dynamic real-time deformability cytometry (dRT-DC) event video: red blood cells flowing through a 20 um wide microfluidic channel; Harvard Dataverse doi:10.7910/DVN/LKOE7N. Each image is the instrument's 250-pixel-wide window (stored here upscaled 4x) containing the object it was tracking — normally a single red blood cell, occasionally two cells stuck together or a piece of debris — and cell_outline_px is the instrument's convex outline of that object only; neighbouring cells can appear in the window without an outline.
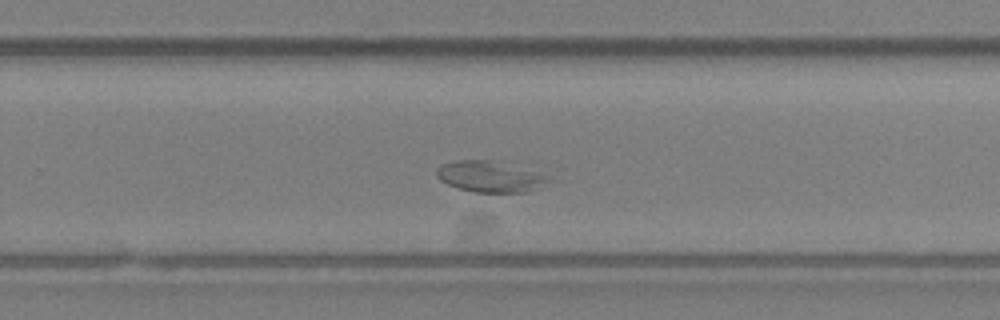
{"species": "Egyptian fruit bat (a non-hibernating species)", "species_latin": "Rousettus aegyptiacus", "temperature_condition": "room temperature", "stored_images_in_passage": 48, "camera_frame_rate_fps": 3000, "um_per_image_px": 0.085, "animal": {"sex": "female"}, "frame": {"image": 1, "passage_image": 30, "time_ms": 9.667, "image_size_px": [1000, 320], "cell_outline_px": [[548, 180], [540, 188], [528, 192], [472, 192], [456, 188], [440, 180], [436, 176], [436, 168], [444, 164], [456, 160], [500, 160], [548, 176]], "centroid_in_image_um": [41.63, 15.01], "position_along_channel_um": 288.2, "area_um2": 20.4}}
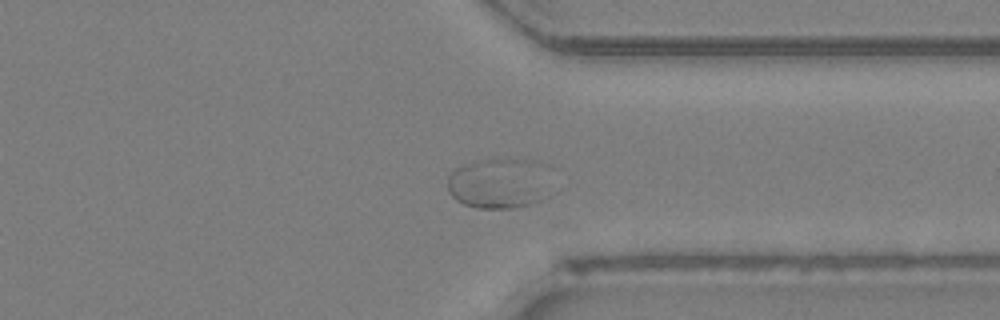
{"frame": {"image": 2, "passage_image": 36, "time_ms": 11.667, "image_size_px": [1000, 320], "cell_outline_px": [[540, 200], [532, 204], [512, 208], [476, 208], [464, 204], [456, 200], [448, 192], [448, 176], [456, 168], [464, 164], [476, 160], [504, 156], [532, 160], [540, 164]], "centroid_in_image_um": [42.19, 15.55], "position_along_channel_um": 369.2, "area_um2": 29.54}}
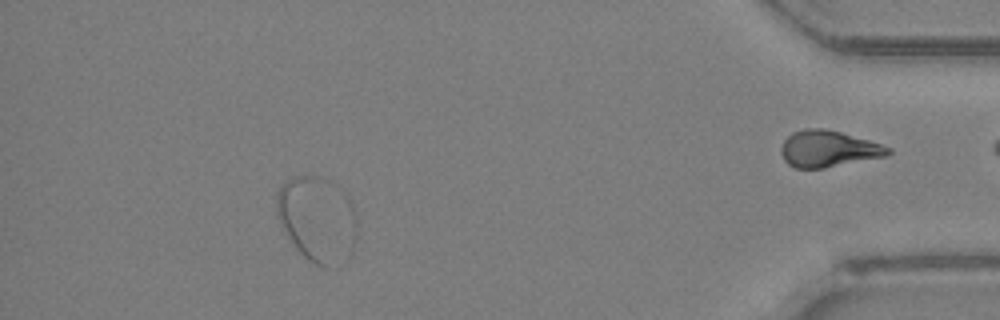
{"frame": {"image": 3, "passage_image": 43, "time_ms": 14.0, "image_size_px": [1000, 320], "cell_outline_px": [[356, 236], [352, 256], [332, 268], [320, 268], [308, 260], [296, 248], [280, 224], [276, 216], [276, 192], [280, 184], [296, 176], [324, 176], [336, 184], [348, 196], [352, 204], [356, 216]], "centroid_in_image_um": [26.98, 18.64], "position_along_channel_um": 408.2, "area_um2": 40.98}}